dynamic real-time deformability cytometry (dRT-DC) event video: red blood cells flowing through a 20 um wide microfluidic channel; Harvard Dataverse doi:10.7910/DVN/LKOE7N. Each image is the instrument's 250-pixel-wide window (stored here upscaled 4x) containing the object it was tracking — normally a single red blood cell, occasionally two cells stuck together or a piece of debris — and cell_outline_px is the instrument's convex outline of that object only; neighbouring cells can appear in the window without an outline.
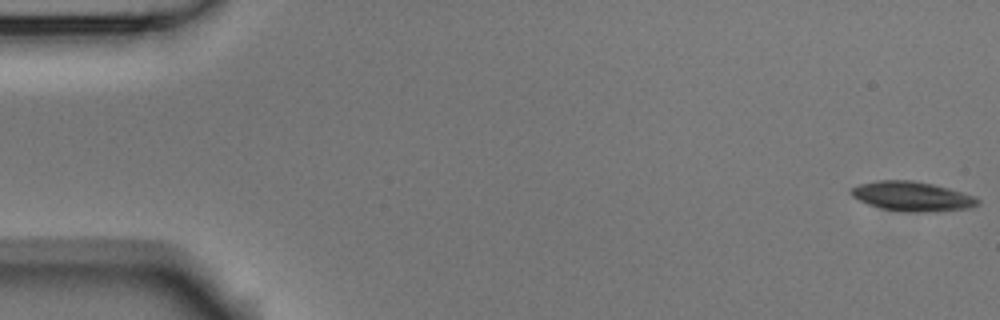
{"species": "Egyptian fruit bat (a non-hibernating species)", "species_latin": "Rousettus aegyptiacus", "temperature_condition": "room temperature", "stored_images_in_passage": 5, "camera_frame_rate_fps": 3000, "um_per_image_px": 0.085, "animal": {"sex": "male"}, "frame": {"image": 1, "passage_image": 5, "time_ms": 1.333, "image_size_px": [1000, 320], "cell_outline_px": [[980, 204], [968, 208], [924, 212], [884, 208], [868, 204], [852, 196], [852, 188], [860, 184], [880, 180], [912, 180], [932, 184], [948, 188], [972, 196], [980, 200]], "centroid_in_image_um": [77.55, 16.67], "position_along_channel_um": 7.5, "area_um2": 21.04}}